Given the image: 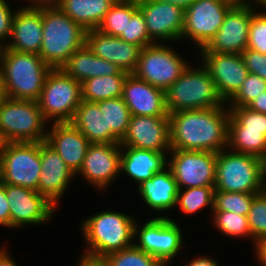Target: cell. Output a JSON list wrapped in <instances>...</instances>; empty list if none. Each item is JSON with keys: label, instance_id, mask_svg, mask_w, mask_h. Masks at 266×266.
<instances>
[{"label": "cell", "instance_id": "obj_14", "mask_svg": "<svg viewBox=\"0 0 266 266\" xmlns=\"http://www.w3.org/2000/svg\"><path fill=\"white\" fill-rule=\"evenodd\" d=\"M3 187L10 208V228L43 225L52 219L56 207L39 192L11 184Z\"/></svg>", "mask_w": 266, "mask_h": 266}, {"label": "cell", "instance_id": "obj_55", "mask_svg": "<svg viewBox=\"0 0 266 266\" xmlns=\"http://www.w3.org/2000/svg\"><path fill=\"white\" fill-rule=\"evenodd\" d=\"M235 3L239 4H249L252 0H232Z\"/></svg>", "mask_w": 266, "mask_h": 266}, {"label": "cell", "instance_id": "obj_17", "mask_svg": "<svg viewBox=\"0 0 266 266\" xmlns=\"http://www.w3.org/2000/svg\"><path fill=\"white\" fill-rule=\"evenodd\" d=\"M251 4H235L226 14L218 32L204 47L208 52L241 54L247 49Z\"/></svg>", "mask_w": 266, "mask_h": 266}, {"label": "cell", "instance_id": "obj_42", "mask_svg": "<svg viewBox=\"0 0 266 266\" xmlns=\"http://www.w3.org/2000/svg\"><path fill=\"white\" fill-rule=\"evenodd\" d=\"M252 10L247 48L266 55V11Z\"/></svg>", "mask_w": 266, "mask_h": 266}, {"label": "cell", "instance_id": "obj_48", "mask_svg": "<svg viewBox=\"0 0 266 266\" xmlns=\"http://www.w3.org/2000/svg\"><path fill=\"white\" fill-rule=\"evenodd\" d=\"M185 266H219L215 259L200 256L198 258L192 259L191 262L186 264Z\"/></svg>", "mask_w": 266, "mask_h": 266}, {"label": "cell", "instance_id": "obj_3", "mask_svg": "<svg viewBox=\"0 0 266 266\" xmlns=\"http://www.w3.org/2000/svg\"><path fill=\"white\" fill-rule=\"evenodd\" d=\"M42 46L39 56L52 69L60 68L85 44L86 31L58 5H42Z\"/></svg>", "mask_w": 266, "mask_h": 266}, {"label": "cell", "instance_id": "obj_54", "mask_svg": "<svg viewBox=\"0 0 266 266\" xmlns=\"http://www.w3.org/2000/svg\"><path fill=\"white\" fill-rule=\"evenodd\" d=\"M249 4H251V5H255V6H257V5H259V7H263L264 9L266 8V0H252V2H250Z\"/></svg>", "mask_w": 266, "mask_h": 266}, {"label": "cell", "instance_id": "obj_50", "mask_svg": "<svg viewBox=\"0 0 266 266\" xmlns=\"http://www.w3.org/2000/svg\"><path fill=\"white\" fill-rule=\"evenodd\" d=\"M79 260L77 266H105L101 259H92L82 256Z\"/></svg>", "mask_w": 266, "mask_h": 266}, {"label": "cell", "instance_id": "obj_5", "mask_svg": "<svg viewBox=\"0 0 266 266\" xmlns=\"http://www.w3.org/2000/svg\"><path fill=\"white\" fill-rule=\"evenodd\" d=\"M227 150L217 153L215 191L263 192L266 189L265 161L254 155Z\"/></svg>", "mask_w": 266, "mask_h": 266}, {"label": "cell", "instance_id": "obj_15", "mask_svg": "<svg viewBox=\"0 0 266 266\" xmlns=\"http://www.w3.org/2000/svg\"><path fill=\"white\" fill-rule=\"evenodd\" d=\"M198 51L202 65L211 75L220 97L227 103L249 74L241 54L208 52L204 47Z\"/></svg>", "mask_w": 266, "mask_h": 266}, {"label": "cell", "instance_id": "obj_1", "mask_svg": "<svg viewBox=\"0 0 266 266\" xmlns=\"http://www.w3.org/2000/svg\"><path fill=\"white\" fill-rule=\"evenodd\" d=\"M168 117L171 150L218 153L227 149L228 107L181 110L168 113Z\"/></svg>", "mask_w": 266, "mask_h": 266}, {"label": "cell", "instance_id": "obj_39", "mask_svg": "<svg viewBox=\"0 0 266 266\" xmlns=\"http://www.w3.org/2000/svg\"><path fill=\"white\" fill-rule=\"evenodd\" d=\"M228 127H245V130L263 131L266 135V114L255 112L248 107H228Z\"/></svg>", "mask_w": 266, "mask_h": 266}, {"label": "cell", "instance_id": "obj_21", "mask_svg": "<svg viewBox=\"0 0 266 266\" xmlns=\"http://www.w3.org/2000/svg\"><path fill=\"white\" fill-rule=\"evenodd\" d=\"M18 8L13 17L9 42L3 48L39 54L43 38L42 5Z\"/></svg>", "mask_w": 266, "mask_h": 266}, {"label": "cell", "instance_id": "obj_16", "mask_svg": "<svg viewBox=\"0 0 266 266\" xmlns=\"http://www.w3.org/2000/svg\"><path fill=\"white\" fill-rule=\"evenodd\" d=\"M120 143L90 144L83 160L80 174L86 182L101 191L120 175Z\"/></svg>", "mask_w": 266, "mask_h": 266}, {"label": "cell", "instance_id": "obj_13", "mask_svg": "<svg viewBox=\"0 0 266 266\" xmlns=\"http://www.w3.org/2000/svg\"><path fill=\"white\" fill-rule=\"evenodd\" d=\"M167 167L179 189L215 186L217 153L211 151L171 150Z\"/></svg>", "mask_w": 266, "mask_h": 266}, {"label": "cell", "instance_id": "obj_25", "mask_svg": "<svg viewBox=\"0 0 266 266\" xmlns=\"http://www.w3.org/2000/svg\"><path fill=\"white\" fill-rule=\"evenodd\" d=\"M168 154L121 146L120 174L125 173L139 186L167 167Z\"/></svg>", "mask_w": 266, "mask_h": 266}, {"label": "cell", "instance_id": "obj_51", "mask_svg": "<svg viewBox=\"0 0 266 266\" xmlns=\"http://www.w3.org/2000/svg\"><path fill=\"white\" fill-rule=\"evenodd\" d=\"M155 2L169 3L186 10L195 0H153Z\"/></svg>", "mask_w": 266, "mask_h": 266}, {"label": "cell", "instance_id": "obj_45", "mask_svg": "<svg viewBox=\"0 0 266 266\" xmlns=\"http://www.w3.org/2000/svg\"><path fill=\"white\" fill-rule=\"evenodd\" d=\"M5 188L0 181V226L10 228V208L8 206Z\"/></svg>", "mask_w": 266, "mask_h": 266}, {"label": "cell", "instance_id": "obj_18", "mask_svg": "<svg viewBox=\"0 0 266 266\" xmlns=\"http://www.w3.org/2000/svg\"><path fill=\"white\" fill-rule=\"evenodd\" d=\"M138 9L146 22L149 38L161 43L181 40L184 25V10L169 3L153 0H137Z\"/></svg>", "mask_w": 266, "mask_h": 266}, {"label": "cell", "instance_id": "obj_24", "mask_svg": "<svg viewBox=\"0 0 266 266\" xmlns=\"http://www.w3.org/2000/svg\"><path fill=\"white\" fill-rule=\"evenodd\" d=\"M45 141L60 155L76 175L86 156L89 140L70 122L52 123Z\"/></svg>", "mask_w": 266, "mask_h": 266}, {"label": "cell", "instance_id": "obj_2", "mask_svg": "<svg viewBox=\"0 0 266 266\" xmlns=\"http://www.w3.org/2000/svg\"><path fill=\"white\" fill-rule=\"evenodd\" d=\"M136 218L119 211H100L82 221L83 240L87 243L81 256L102 259L106 255L134 245Z\"/></svg>", "mask_w": 266, "mask_h": 266}, {"label": "cell", "instance_id": "obj_34", "mask_svg": "<svg viewBox=\"0 0 266 266\" xmlns=\"http://www.w3.org/2000/svg\"><path fill=\"white\" fill-rule=\"evenodd\" d=\"M215 186L191 187L179 189L176 205L184 214H195L205 207H210L211 215L214 209Z\"/></svg>", "mask_w": 266, "mask_h": 266}, {"label": "cell", "instance_id": "obj_10", "mask_svg": "<svg viewBox=\"0 0 266 266\" xmlns=\"http://www.w3.org/2000/svg\"><path fill=\"white\" fill-rule=\"evenodd\" d=\"M134 245L168 266L183 247V234L178 223L166 216L152 217L142 226L136 220Z\"/></svg>", "mask_w": 266, "mask_h": 266}, {"label": "cell", "instance_id": "obj_23", "mask_svg": "<svg viewBox=\"0 0 266 266\" xmlns=\"http://www.w3.org/2000/svg\"><path fill=\"white\" fill-rule=\"evenodd\" d=\"M122 98L131 115L168 116L165 91L137 78L133 73L128 74L124 81Z\"/></svg>", "mask_w": 266, "mask_h": 266}, {"label": "cell", "instance_id": "obj_32", "mask_svg": "<svg viewBox=\"0 0 266 266\" xmlns=\"http://www.w3.org/2000/svg\"><path fill=\"white\" fill-rule=\"evenodd\" d=\"M96 103L106 117L107 128H111V143H120L127 132L132 116L128 106L122 96Z\"/></svg>", "mask_w": 266, "mask_h": 266}, {"label": "cell", "instance_id": "obj_11", "mask_svg": "<svg viewBox=\"0 0 266 266\" xmlns=\"http://www.w3.org/2000/svg\"><path fill=\"white\" fill-rule=\"evenodd\" d=\"M165 44L158 42L142 48L137 67L133 72L137 78L164 91L189 65L176 50Z\"/></svg>", "mask_w": 266, "mask_h": 266}, {"label": "cell", "instance_id": "obj_20", "mask_svg": "<svg viewBox=\"0 0 266 266\" xmlns=\"http://www.w3.org/2000/svg\"><path fill=\"white\" fill-rule=\"evenodd\" d=\"M40 159L41 173L38 192L57 207L70 182L77 176L45 140L40 142Z\"/></svg>", "mask_w": 266, "mask_h": 266}, {"label": "cell", "instance_id": "obj_44", "mask_svg": "<svg viewBox=\"0 0 266 266\" xmlns=\"http://www.w3.org/2000/svg\"><path fill=\"white\" fill-rule=\"evenodd\" d=\"M16 10L12 11L6 0H0V48L6 46L11 34L12 21Z\"/></svg>", "mask_w": 266, "mask_h": 266}, {"label": "cell", "instance_id": "obj_33", "mask_svg": "<svg viewBox=\"0 0 266 266\" xmlns=\"http://www.w3.org/2000/svg\"><path fill=\"white\" fill-rule=\"evenodd\" d=\"M137 10V0H117L104 15V18L97 27V30L105 34L118 37L126 30L127 17H132Z\"/></svg>", "mask_w": 266, "mask_h": 266}, {"label": "cell", "instance_id": "obj_27", "mask_svg": "<svg viewBox=\"0 0 266 266\" xmlns=\"http://www.w3.org/2000/svg\"><path fill=\"white\" fill-rule=\"evenodd\" d=\"M137 187L143 202L158 213L169 211L177 206L176 199L179 188L168 167L154 174L151 179L143 181Z\"/></svg>", "mask_w": 266, "mask_h": 266}, {"label": "cell", "instance_id": "obj_37", "mask_svg": "<svg viewBox=\"0 0 266 266\" xmlns=\"http://www.w3.org/2000/svg\"><path fill=\"white\" fill-rule=\"evenodd\" d=\"M256 194L214 191L213 211H229L247 216Z\"/></svg>", "mask_w": 266, "mask_h": 266}, {"label": "cell", "instance_id": "obj_22", "mask_svg": "<svg viewBox=\"0 0 266 266\" xmlns=\"http://www.w3.org/2000/svg\"><path fill=\"white\" fill-rule=\"evenodd\" d=\"M85 44L96 56L117 65L129 74L135 71L142 49L97 29L86 31Z\"/></svg>", "mask_w": 266, "mask_h": 266}, {"label": "cell", "instance_id": "obj_46", "mask_svg": "<svg viewBox=\"0 0 266 266\" xmlns=\"http://www.w3.org/2000/svg\"><path fill=\"white\" fill-rule=\"evenodd\" d=\"M247 107L255 112L266 114V91L251 101Z\"/></svg>", "mask_w": 266, "mask_h": 266}, {"label": "cell", "instance_id": "obj_12", "mask_svg": "<svg viewBox=\"0 0 266 266\" xmlns=\"http://www.w3.org/2000/svg\"><path fill=\"white\" fill-rule=\"evenodd\" d=\"M235 4L232 0H195L184 10L181 39L189 38L194 46H197V50L205 47L218 32L226 14Z\"/></svg>", "mask_w": 266, "mask_h": 266}, {"label": "cell", "instance_id": "obj_38", "mask_svg": "<svg viewBox=\"0 0 266 266\" xmlns=\"http://www.w3.org/2000/svg\"><path fill=\"white\" fill-rule=\"evenodd\" d=\"M248 217L253 245L266 239V189L254 196Z\"/></svg>", "mask_w": 266, "mask_h": 266}, {"label": "cell", "instance_id": "obj_47", "mask_svg": "<svg viewBox=\"0 0 266 266\" xmlns=\"http://www.w3.org/2000/svg\"><path fill=\"white\" fill-rule=\"evenodd\" d=\"M256 259L261 263V266H266V239L259 240L255 243Z\"/></svg>", "mask_w": 266, "mask_h": 266}, {"label": "cell", "instance_id": "obj_49", "mask_svg": "<svg viewBox=\"0 0 266 266\" xmlns=\"http://www.w3.org/2000/svg\"><path fill=\"white\" fill-rule=\"evenodd\" d=\"M15 262L7 249L0 248V266H18Z\"/></svg>", "mask_w": 266, "mask_h": 266}, {"label": "cell", "instance_id": "obj_8", "mask_svg": "<svg viewBox=\"0 0 266 266\" xmlns=\"http://www.w3.org/2000/svg\"><path fill=\"white\" fill-rule=\"evenodd\" d=\"M81 101V83L57 68L47 74L37 103L47 122L70 123Z\"/></svg>", "mask_w": 266, "mask_h": 266}, {"label": "cell", "instance_id": "obj_6", "mask_svg": "<svg viewBox=\"0 0 266 266\" xmlns=\"http://www.w3.org/2000/svg\"><path fill=\"white\" fill-rule=\"evenodd\" d=\"M168 113L196 110L226 105L207 69L188 65L180 77L165 90Z\"/></svg>", "mask_w": 266, "mask_h": 266}, {"label": "cell", "instance_id": "obj_29", "mask_svg": "<svg viewBox=\"0 0 266 266\" xmlns=\"http://www.w3.org/2000/svg\"><path fill=\"white\" fill-rule=\"evenodd\" d=\"M117 0H61L58 7L85 31L97 29Z\"/></svg>", "mask_w": 266, "mask_h": 266}, {"label": "cell", "instance_id": "obj_41", "mask_svg": "<svg viewBox=\"0 0 266 266\" xmlns=\"http://www.w3.org/2000/svg\"><path fill=\"white\" fill-rule=\"evenodd\" d=\"M118 37L125 42L140 46L141 48L154 44L149 38L146 22L139 9L132 17H127L126 30Z\"/></svg>", "mask_w": 266, "mask_h": 266}, {"label": "cell", "instance_id": "obj_52", "mask_svg": "<svg viewBox=\"0 0 266 266\" xmlns=\"http://www.w3.org/2000/svg\"><path fill=\"white\" fill-rule=\"evenodd\" d=\"M31 4L27 6L57 5L61 0H26Z\"/></svg>", "mask_w": 266, "mask_h": 266}, {"label": "cell", "instance_id": "obj_19", "mask_svg": "<svg viewBox=\"0 0 266 266\" xmlns=\"http://www.w3.org/2000/svg\"><path fill=\"white\" fill-rule=\"evenodd\" d=\"M121 146L170 153V129L168 116L132 115Z\"/></svg>", "mask_w": 266, "mask_h": 266}, {"label": "cell", "instance_id": "obj_40", "mask_svg": "<svg viewBox=\"0 0 266 266\" xmlns=\"http://www.w3.org/2000/svg\"><path fill=\"white\" fill-rule=\"evenodd\" d=\"M266 91V81L249 73L237 93L227 102L228 107H247L262 92Z\"/></svg>", "mask_w": 266, "mask_h": 266}, {"label": "cell", "instance_id": "obj_36", "mask_svg": "<svg viewBox=\"0 0 266 266\" xmlns=\"http://www.w3.org/2000/svg\"><path fill=\"white\" fill-rule=\"evenodd\" d=\"M211 216L213 219L212 224L223 235L231 238H252L247 216L229 211H213Z\"/></svg>", "mask_w": 266, "mask_h": 266}, {"label": "cell", "instance_id": "obj_28", "mask_svg": "<svg viewBox=\"0 0 266 266\" xmlns=\"http://www.w3.org/2000/svg\"><path fill=\"white\" fill-rule=\"evenodd\" d=\"M71 123L91 144L111 143V128L96 102L82 100Z\"/></svg>", "mask_w": 266, "mask_h": 266}, {"label": "cell", "instance_id": "obj_7", "mask_svg": "<svg viewBox=\"0 0 266 266\" xmlns=\"http://www.w3.org/2000/svg\"><path fill=\"white\" fill-rule=\"evenodd\" d=\"M48 123L37 101L8 98L0 104V144L44 141Z\"/></svg>", "mask_w": 266, "mask_h": 266}, {"label": "cell", "instance_id": "obj_31", "mask_svg": "<svg viewBox=\"0 0 266 266\" xmlns=\"http://www.w3.org/2000/svg\"><path fill=\"white\" fill-rule=\"evenodd\" d=\"M227 149L250 154L266 160V135L263 131L245 130V127H228Z\"/></svg>", "mask_w": 266, "mask_h": 266}, {"label": "cell", "instance_id": "obj_43", "mask_svg": "<svg viewBox=\"0 0 266 266\" xmlns=\"http://www.w3.org/2000/svg\"><path fill=\"white\" fill-rule=\"evenodd\" d=\"M241 56L248 72L258 75L266 81V55L247 48L241 53Z\"/></svg>", "mask_w": 266, "mask_h": 266}, {"label": "cell", "instance_id": "obj_9", "mask_svg": "<svg viewBox=\"0 0 266 266\" xmlns=\"http://www.w3.org/2000/svg\"><path fill=\"white\" fill-rule=\"evenodd\" d=\"M41 173L40 142L0 144V181L38 192Z\"/></svg>", "mask_w": 266, "mask_h": 266}, {"label": "cell", "instance_id": "obj_30", "mask_svg": "<svg viewBox=\"0 0 266 266\" xmlns=\"http://www.w3.org/2000/svg\"><path fill=\"white\" fill-rule=\"evenodd\" d=\"M127 75H105L86 79L81 83L82 100L98 102L121 97Z\"/></svg>", "mask_w": 266, "mask_h": 266}, {"label": "cell", "instance_id": "obj_53", "mask_svg": "<svg viewBox=\"0 0 266 266\" xmlns=\"http://www.w3.org/2000/svg\"><path fill=\"white\" fill-rule=\"evenodd\" d=\"M9 97H8V94H7V91H6V86H5V83H4V78L0 72V104L2 102H4L5 100H7Z\"/></svg>", "mask_w": 266, "mask_h": 266}, {"label": "cell", "instance_id": "obj_26", "mask_svg": "<svg viewBox=\"0 0 266 266\" xmlns=\"http://www.w3.org/2000/svg\"><path fill=\"white\" fill-rule=\"evenodd\" d=\"M60 69L79 83L98 76L129 74L117 65L96 56L86 44L76 50Z\"/></svg>", "mask_w": 266, "mask_h": 266}, {"label": "cell", "instance_id": "obj_35", "mask_svg": "<svg viewBox=\"0 0 266 266\" xmlns=\"http://www.w3.org/2000/svg\"><path fill=\"white\" fill-rule=\"evenodd\" d=\"M105 266H165L159 259L132 245L101 259Z\"/></svg>", "mask_w": 266, "mask_h": 266}, {"label": "cell", "instance_id": "obj_4", "mask_svg": "<svg viewBox=\"0 0 266 266\" xmlns=\"http://www.w3.org/2000/svg\"><path fill=\"white\" fill-rule=\"evenodd\" d=\"M51 69L38 54L0 48V72L9 98L37 101Z\"/></svg>", "mask_w": 266, "mask_h": 266}]
</instances>
